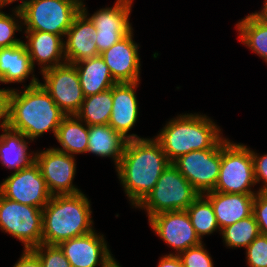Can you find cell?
Wrapping results in <instances>:
<instances>
[{
	"label": "cell",
	"instance_id": "4fadbf2b",
	"mask_svg": "<svg viewBox=\"0 0 267 267\" xmlns=\"http://www.w3.org/2000/svg\"><path fill=\"white\" fill-rule=\"evenodd\" d=\"M132 4V0H117L113 7L101 8L89 16L96 28L99 54L133 30L129 21Z\"/></svg>",
	"mask_w": 267,
	"mask_h": 267
},
{
	"label": "cell",
	"instance_id": "2e32d148",
	"mask_svg": "<svg viewBox=\"0 0 267 267\" xmlns=\"http://www.w3.org/2000/svg\"><path fill=\"white\" fill-rule=\"evenodd\" d=\"M86 5L81 2V11L75 16L66 32L64 54L66 63L75 64L100 55L96 45V28L88 17Z\"/></svg>",
	"mask_w": 267,
	"mask_h": 267
},
{
	"label": "cell",
	"instance_id": "74e56055",
	"mask_svg": "<svg viewBox=\"0 0 267 267\" xmlns=\"http://www.w3.org/2000/svg\"><path fill=\"white\" fill-rule=\"evenodd\" d=\"M158 267H184L179 255L170 253L161 257Z\"/></svg>",
	"mask_w": 267,
	"mask_h": 267
},
{
	"label": "cell",
	"instance_id": "1f68e13d",
	"mask_svg": "<svg viewBox=\"0 0 267 267\" xmlns=\"http://www.w3.org/2000/svg\"><path fill=\"white\" fill-rule=\"evenodd\" d=\"M249 267H267V236L259 234L246 248Z\"/></svg>",
	"mask_w": 267,
	"mask_h": 267
},
{
	"label": "cell",
	"instance_id": "44dd1931",
	"mask_svg": "<svg viewBox=\"0 0 267 267\" xmlns=\"http://www.w3.org/2000/svg\"><path fill=\"white\" fill-rule=\"evenodd\" d=\"M128 139L116 132L108 124L89 126L88 146L86 153L96 156L112 157L116 167L124 153Z\"/></svg>",
	"mask_w": 267,
	"mask_h": 267
},
{
	"label": "cell",
	"instance_id": "e575fe53",
	"mask_svg": "<svg viewBox=\"0 0 267 267\" xmlns=\"http://www.w3.org/2000/svg\"><path fill=\"white\" fill-rule=\"evenodd\" d=\"M254 165V175L256 183L263 181V186L258 192L267 193V154L259 156L256 152L251 150Z\"/></svg>",
	"mask_w": 267,
	"mask_h": 267
},
{
	"label": "cell",
	"instance_id": "f35d334b",
	"mask_svg": "<svg viewBox=\"0 0 267 267\" xmlns=\"http://www.w3.org/2000/svg\"><path fill=\"white\" fill-rule=\"evenodd\" d=\"M15 1H18V0H0V8L4 7L5 5L11 4ZM29 1L30 0H22L21 4H19V6H16L14 10L21 11Z\"/></svg>",
	"mask_w": 267,
	"mask_h": 267
},
{
	"label": "cell",
	"instance_id": "9c48e42d",
	"mask_svg": "<svg viewBox=\"0 0 267 267\" xmlns=\"http://www.w3.org/2000/svg\"><path fill=\"white\" fill-rule=\"evenodd\" d=\"M172 164L201 195L213 191L220 172L221 142L212 149L191 151Z\"/></svg>",
	"mask_w": 267,
	"mask_h": 267
},
{
	"label": "cell",
	"instance_id": "4316f807",
	"mask_svg": "<svg viewBox=\"0 0 267 267\" xmlns=\"http://www.w3.org/2000/svg\"><path fill=\"white\" fill-rule=\"evenodd\" d=\"M236 26L240 41L267 62V24L252 13Z\"/></svg>",
	"mask_w": 267,
	"mask_h": 267
},
{
	"label": "cell",
	"instance_id": "ac0fdd59",
	"mask_svg": "<svg viewBox=\"0 0 267 267\" xmlns=\"http://www.w3.org/2000/svg\"><path fill=\"white\" fill-rule=\"evenodd\" d=\"M139 82L116 83L112 87V112L108 125L126 139H140L136 134H127L138 118V101L135 89Z\"/></svg>",
	"mask_w": 267,
	"mask_h": 267
},
{
	"label": "cell",
	"instance_id": "60d3db41",
	"mask_svg": "<svg viewBox=\"0 0 267 267\" xmlns=\"http://www.w3.org/2000/svg\"><path fill=\"white\" fill-rule=\"evenodd\" d=\"M105 267H121V266H119V263H117L113 258Z\"/></svg>",
	"mask_w": 267,
	"mask_h": 267
},
{
	"label": "cell",
	"instance_id": "cb8c5ba5",
	"mask_svg": "<svg viewBox=\"0 0 267 267\" xmlns=\"http://www.w3.org/2000/svg\"><path fill=\"white\" fill-rule=\"evenodd\" d=\"M4 132L0 135V161L8 169H15V172L26 168L35 161L32 153H27L28 139L21 132L10 129H2Z\"/></svg>",
	"mask_w": 267,
	"mask_h": 267
},
{
	"label": "cell",
	"instance_id": "836d02e7",
	"mask_svg": "<svg viewBox=\"0 0 267 267\" xmlns=\"http://www.w3.org/2000/svg\"><path fill=\"white\" fill-rule=\"evenodd\" d=\"M253 215L260 234L267 236V193L257 191L253 201Z\"/></svg>",
	"mask_w": 267,
	"mask_h": 267
},
{
	"label": "cell",
	"instance_id": "3957f363",
	"mask_svg": "<svg viewBox=\"0 0 267 267\" xmlns=\"http://www.w3.org/2000/svg\"><path fill=\"white\" fill-rule=\"evenodd\" d=\"M90 209V201L83 192L52 196L42 209V243L59 245L94 231Z\"/></svg>",
	"mask_w": 267,
	"mask_h": 267
},
{
	"label": "cell",
	"instance_id": "5b68a950",
	"mask_svg": "<svg viewBox=\"0 0 267 267\" xmlns=\"http://www.w3.org/2000/svg\"><path fill=\"white\" fill-rule=\"evenodd\" d=\"M82 0H30L21 10H12L26 26L25 31H42L65 37Z\"/></svg>",
	"mask_w": 267,
	"mask_h": 267
},
{
	"label": "cell",
	"instance_id": "8fae6325",
	"mask_svg": "<svg viewBox=\"0 0 267 267\" xmlns=\"http://www.w3.org/2000/svg\"><path fill=\"white\" fill-rule=\"evenodd\" d=\"M44 83H40L57 106L66 115H75L85 98L79 75L73 64L65 63L43 72Z\"/></svg>",
	"mask_w": 267,
	"mask_h": 267
},
{
	"label": "cell",
	"instance_id": "52a82bcc",
	"mask_svg": "<svg viewBox=\"0 0 267 267\" xmlns=\"http://www.w3.org/2000/svg\"><path fill=\"white\" fill-rule=\"evenodd\" d=\"M251 149L224 138L221 141V165L213 191L234 194H257Z\"/></svg>",
	"mask_w": 267,
	"mask_h": 267
},
{
	"label": "cell",
	"instance_id": "30bf717a",
	"mask_svg": "<svg viewBox=\"0 0 267 267\" xmlns=\"http://www.w3.org/2000/svg\"><path fill=\"white\" fill-rule=\"evenodd\" d=\"M0 194L18 203L41 209L52 197L35 161L8 176L0 184Z\"/></svg>",
	"mask_w": 267,
	"mask_h": 267
},
{
	"label": "cell",
	"instance_id": "7c38bea8",
	"mask_svg": "<svg viewBox=\"0 0 267 267\" xmlns=\"http://www.w3.org/2000/svg\"><path fill=\"white\" fill-rule=\"evenodd\" d=\"M31 152L35 156V163L38 165L52 196L81 193V190L73 185L76 172L74 156L55 148H47L37 153Z\"/></svg>",
	"mask_w": 267,
	"mask_h": 267
},
{
	"label": "cell",
	"instance_id": "83f0119b",
	"mask_svg": "<svg viewBox=\"0 0 267 267\" xmlns=\"http://www.w3.org/2000/svg\"><path fill=\"white\" fill-rule=\"evenodd\" d=\"M186 211L201 241L202 236L212 234L217 229L221 231L217 224L211 202L204 195L200 194Z\"/></svg>",
	"mask_w": 267,
	"mask_h": 267
},
{
	"label": "cell",
	"instance_id": "d6986e66",
	"mask_svg": "<svg viewBox=\"0 0 267 267\" xmlns=\"http://www.w3.org/2000/svg\"><path fill=\"white\" fill-rule=\"evenodd\" d=\"M24 32L28 41H23V44L29 53L33 68L35 61L41 66V72L66 63L62 36L42 31Z\"/></svg>",
	"mask_w": 267,
	"mask_h": 267
},
{
	"label": "cell",
	"instance_id": "f546056e",
	"mask_svg": "<svg viewBox=\"0 0 267 267\" xmlns=\"http://www.w3.org/2000/svg\"><path fill=\"white\" fill-rule=\"evenodd\" d=\"M40 259L43 267H72L58 245H40L31 249Z\"/></svg>",
	"mask_w": 267,
	"mask_h": 267
},
{
	"label": "cell",
	"instance_id": "f1b7e54d",
	"mask_svg": "<svg viewBox=\"0 0 267 267\" xmlns=\"http://www.w3.org/2000/svg\"><path fill=\"white\" fill-rule=\"evenodd\" d=\"M220 233L227 247L246 248L260 234V231L252 213L249 217L224 227Z\"/></svg>",
	"mask_w": 267,
	"mask_h": 267
},
{
	"label": "cell",
	"instance_id": "d6a6232c",
	"mask_svg": "<svg viewBox=\"0 0 267 267\" xmlns=\"http://www.w3.org/2000/svg\"><path fill=\"white\" fill-rule=\"evenodd\" d=\"M179 257L184 267H214L212 257L202 243L182 251Z\"/></svg>",
	"mask_w": 267,
	"mask_h": 267
},
{
	"label": "cell",
	"instance_id": "d590c367",
	"mask_svg": "<svg viewBox=\"0 0 267 267\" xmlns=\"http://www.w3.org/2000/svg\"><path fill=\"white\" fill-rule=\"evenodd\" d=\"M12 89H0V128L9 126L10 95ZM2 119V121H1Z\"/></svg>",
	"mask_w": 267,
	"mask_h": 267
},
{
	"label": "cell",
	"instance_id": "5bb4252c",
	"mask_svg": "<svg viewBox=\"0 0 267 267\" xmlns=\"http://www.w3.org/2000/svg\"><path fill=\"white\" fill-rule=\"evenodd\" d=\"M153 231L179 255L203 243L195 232L186 210L166 211L148 219Z\"/></svg>",
	"mask_w": 267,
	"mask_h": 267
},
{
	"label": "cell",
	"instance_id": "ffe728a7",
	"mask_svg": "<svg viewBox=\"0 0 267 267\" xmlns=\"http://www.w3.org/2000/svg\"><path fill=\"white\" fill-rule=\"evenodd\" d=\"M203 195L211 202L220 230L253 213V201L256 194L210 191Z\"/></svg>",
	"mask_w": 267,
	"mask_h": 267
},
{
	"label": "cell",
	"instance_id": "7a4b0ae2",
	"mask_svg": "<svg viewBox=\"0 0 267 267\" xmlns=\"http://www.w3.org/2000/svg\"><path fill=\"white\" fill-rule=\"evenodd\" d=\"M26 89L11 90L9 128L21 132L34 141L47 131L56 137L58 127L66 114L57 106L34 75Z\"/></svg>",
	"mask_w": 267,
	"mask_h": 267
},
{
	"label": "cell",
	"instance_id": "603a6c76",
	"mask_svg": "<svg viewBox=\"0 0 267 267\" xmlns=\"http://www.w3.org/2000/svg\"><path fill=\"white\" fill-rule=\"evenodd\" d=\"M34 72L29 53L23 42L19 45L0 48V82L23 83Z\"/></svg>",
	"mask_w": 267,
	"mask_h": 267
},
{
	"label": "cell",
	"instance_id": "484cf974",
	"mask_svg": "<svg viewBox=\"0 0 267 267\" xmlns=\"http://www.w3.org/2000/svg\"><path fill=\"white\" fill-rule=\"evenodd\" d=\"M112 88L85 97L79 111L75 114L88 126L108 124L112 112Z\"/></svg>",
	"mask_w": 267,
	"mask_h": 267
},
{
	"label": "cell",
	"instance_id": "ab89813d",
	"mask_svg": "<svg viewBox=\"0 0 267 267\" xmlns=\"http://www.w3.org/2000/svg\"><path fill=\"white\" fill-rule=\"evenodd\" d=\"M254 14L267 24V0L264 1V5L261 11L255 12Z\"/></svg>",
	"mask_w": 267,
	"mask_h": 267
},
{
	"label": "cell",
	"instance_id": "e0dca14e",
	"mask_svg": "<svg viewBox=\"0 0 267 267\" xmlns=\"http://www.w3.org/2000/svg\"><path fill=\"white\" fill-rule=\"evenodd\" d=\"M133 31L100 53L116 83L139 82L140 58Z\"/></svg>",
	"mask_w": 267,
	"mask_h": 267
},
{
	"label": "cell",
	"instance_id": "ba28073f",
	"mask_svg": "<svg viewBox=\"0 0 267 267\" xmlns=\"http://www.w3.org/2000/svg\"><path fill=\"white\" fill-rule=\"evenodd\" d=\"M42 209L18 203L0 194V229L24 244V250L42 243Z\"/></svg>",
	"mask_w": 267,
	"mask_h": 267
},
{
	"label": "cell",
	"instance_id": "277c9868",
	"mask_svg": "<svg viewBox=\"0 0 267 267\" xmlns=\"http://www.w3.org/2000/svg\"><path fill=\"white\" fill-rule=\"evenodd\" d=\"M220 132L206 115L190 113L170 120L155 139L172 163L191 151L215 148L224 139Z\"/></svg>",
	"mask_w": 267,
	"mask_h": 267
},
{
	"label": "cell",
	"instance_id": "8992f818",
	"mask_svg": "<svg viewBox=\"0 0 267 267\" xmlns=\"http://www.w3.org/2000/svg\"><path fill=\"white\" fill-rule=\"evenodd\" d=\"M200 194L170 163L162 172L155 187L136 206L146 209L148 219L166 211L186 210Z\"/></svg>",
	"mask_w": 267,
	"mask_h": 267
},
{
	"label": "cell",
	"instance_id": "7402d4cb",
	"mask_svg": "<svg viewBox=\"0 0 267 267\" xmlns=\"http://www.w3.org/2000/svg\"><path fill=\"white\" fill-rule=\"evenodd\" d=\"M73 65L78 72L80 85L85 97L99 94L116 84L108 66L100 55Z\"/></svg>",
	"mask_w": 267,
	"mask_h": 267
},
{
	"label": "cell",
	"instance_id": "8d00e7d4",
	"mask_svg": "<svg viewBox=\"0 0 267 267\" xmlns=\"http://www.w3.org/2000/svg\"><path fill=\"white\" fill-rule=\"evenodd\" d=\"M13 267H43L39 257L31 250H23V254Z\"/></svg>",
	"mask_w": 267,
	"mask_h": 267
},
{
	"label": "cell",
	"instance_id": "4dcf8cb0",
	"mask_svg": "<svg viewBox=\"0 0 267 267\" xmlns=\"http://www.w3.org/2000/svg\"><path fill=\"white\" fill-rule=\"evenodd\" d=\"M21 23V26L19 25ZM12 15H7L0 9V48L11 47L21 44V39L13 38L15 32L22 31V22Z\"/></svg>",
	"mask_w": 267,
	"mask_h": 267
},
{
	"label": "cell",
	"instance_id": "6da1fadb",
	"mask_svg": "<svg viewBox=\"0 0 267 267\" xmlns=\"http://www.w3.org/2000/svg\"><path fill=\"white\" fill-rule=\"evenodd\" d=\"M171 162L155 139H130L116 171L125 194L137 206L155 187Z\"/></svg>",
	"mask_w": 267,
	"mask_h": 267
},
{
	"label": "cell",
	"instance_id": "d4e9b609",
	"mask_svg": "<svg viewBox=\"0 0 267 267\" xmlns=\"http://www.w3.org/2000/svg\"><path fill=\"white\" fill-rule=\"evenodd\" d=\"M88 136L89 126L86 123L84 124L76 115H66L56 134V139L62 148L55 149L72 156L78 153H86Z\"/></svg>",
	"mask_w": 267,
	"mask_h": 267
},
{
	"label": "cell",
	"instance_id": "9a60e30c",
	"mask_svg": "<svg viewBox=\"0 0 267 267\" xmlns=\"http://www.w3.org/2000/svg\"><path fill=\"white\" fill-rule=\"evenodd\" d=\"M104 235L95 230L61 242L58 246L72 267H105L114 257L108 250Z\"/></svg>",
	"mask_w": 267,
	"mask_h": 267
}]
</instances>
